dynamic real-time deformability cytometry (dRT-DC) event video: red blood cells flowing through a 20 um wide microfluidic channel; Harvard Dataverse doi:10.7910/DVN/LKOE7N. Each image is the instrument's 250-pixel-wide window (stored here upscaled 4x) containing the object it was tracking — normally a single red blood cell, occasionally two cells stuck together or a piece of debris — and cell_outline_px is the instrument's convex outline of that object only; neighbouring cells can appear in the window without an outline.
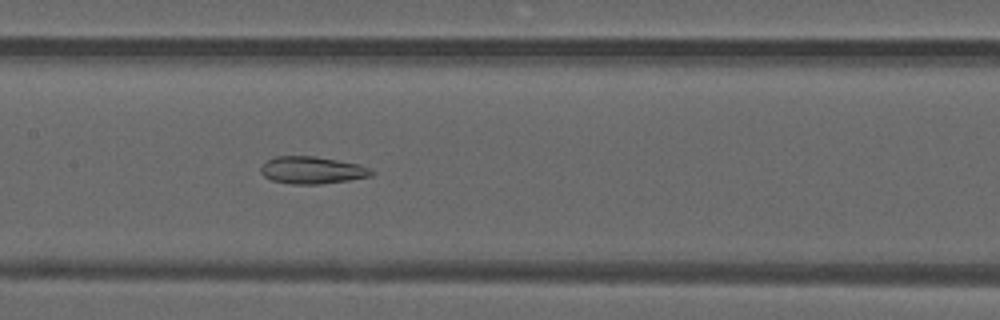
{"species": "common noctule bat (a hibernating species)", "species_latin": "Nyctalus noctula", "temperature_condition": "warm", "stored_images_in_passage": 48, "camera_frame_rate_fps": 3000, "um_per_image_px": 0.085, "animal": {"sex": "male", "forearm_length_mm": 52.5}, "frame": {"image": 1, "passage_image": 23, "time_ms": 7.333, "image_size_px": [1000, 320], "cell_outline_px": [[376, 172], [372, 176], [348, 180], [320, 184], [292, 184], [272, 180], [264, 176], [260, 172], [260, 168], [268, 160], [276, 156], [312, 156], [336, 160], [356, 164], [372, 168]], "centroid_in_image_um": [26.55, 14.47], "position_along_channel_um": 180.9, "area_um2": 17.46}}
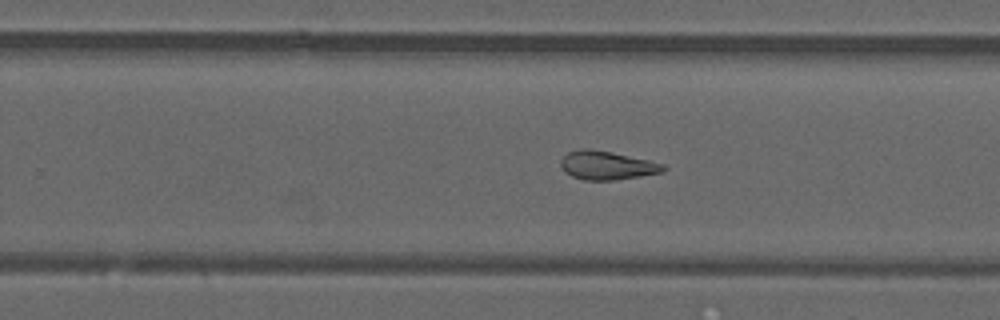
{"frame": {"image": 2, "passage_image": 30, "time_ms": 9.667, "image_size_px": [1000, 320], "cell_outline_px": [[668, 168], [664, 172], [616, 180], [584, 180], [572, 176], [564, 172], [560, 164], [560, 160], [568, 152], [580, 148], [588, 148], [612, 152], [648, 160], [664, 164]], "centroid_in_image_um": [51.59, 14.06], "position_along_channel_um": 278.2, "area_um2": 17.22}}
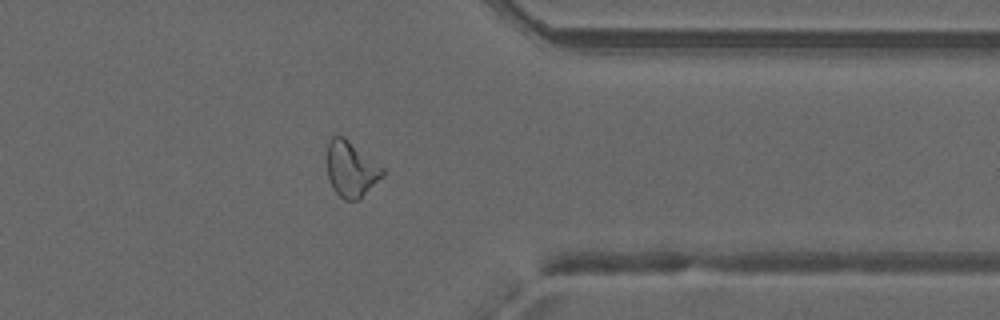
{"frame": {"image": 3, "passage_image": 38, "time_ms": 12.333, "image_size_px": [1000, 320], "cell_outline_px": [[384, 176], [360, 200], [344, 200], [332, 188], [328, 176], [328, 140], [336, 132], [344, 136], [384, 168]], "centroid_in_image_um": [29.85, 14.37], "position_along_channel_um": 381.5, "area_um2": 18.26}, "authors_computed_cell_mechanics": {"area_um2": 20.3167, "velocity_mm_per_s": 4.1959, "shape_relaxation_time_tau1_ms": null, "shape_relaxation_time_tau2_ms": 3.5755, "deformation_change_tau1": null, "deformation_change_tau2": 0.1206}}